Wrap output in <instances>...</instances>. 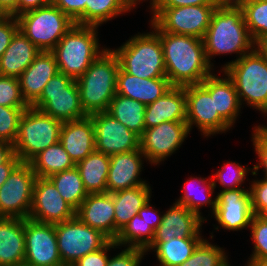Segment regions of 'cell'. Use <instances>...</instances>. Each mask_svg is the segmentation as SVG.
<instances>
[{
    "label": "cell",
    "instance_id": "cell-1",
    "mask_svg": "<svg viewBox=\"0 0 267 266\" xmlns=\"http://www.w3.org/2000/svg\"><path fill=\"white\" fill-rule=\"evenodd\" d=\"M151 25L162 43L166 77L172 86L200 84L212 74L203 39L163 32L153 21Z\"/></svg>",
    "mask_w": 267,
    "mask_h": 266
},
{
    "label": "cell",
    "instance_id": "cell-2",
    "mask_svg": "<svg viewBox=\"0 0 267 266\" xmlns=\"http://www.w3.org/2000/svg\"><path fill=\"white\" fill-rule=\"evenodd\" d=\"M119 68L117 56L106 48L76 79L80 103L87 116L108 111L110 102L116 95Z\"/></svg>",
    "mask_w": 267,
    "mask_h": 266
},
{
    "label": "cell",
    "instance_id": "cell-3",
    "mask_svg": "<svg viewBox=\"0 0 267 266\" xmlns=\"http://www.w3.org/2000/svg\"><path fill=\"white\" fill-rule=\"evenodd\" d=\"M203 43L207 61L211 66L213 65L210 58L214 55L239 53V59L256 46L248 32L243 10L219 7L213 12Z\"/></svg>",
    "mask_w": 267,
    "mask_h": 266
},
{
    "label": "cell",
    "instance_id": "cell-4",
    "mask_svg": "<svg viewBox=\"0 0 267 266\" xmlns=\"http://www.w3.org/2000/svg\"><path fill=\"white\" fill-rule=\"evenodd\" d=\"M222 71L233 81L241 105L243 100L262 113L267 110V59L257 47Z\"/></svg>",
    "mask_w": 267,
    "mask_h": 266
},
{
    "label": "cell",
    "instance_id": "cell-5",
    "mask_svg": "<svg viewBox=\"0 0 267 266\" xmlns=\"http://www.w3.org/2000/svg\"><path fill=\"white\" fill-rule=\"evenodd\" d=\"M96 30V26L74 24L60 39L52 50L60 73L78 79L105 50L99 49Z\"/></svg>",
    "mask_w": 267,
    "mask_h": 266
},
{
    "label": "cell",
    "instance_id": "cell-6",
    "mask_svg": "<svg viewBox=\"0 0 267 266\" xmlns=\"http://www.w3.org/2000/svg\"><path fill=\"white\" fill-rule=\"evenodd\" d=\"M120 69L140 78H167L163 47L154 32L131 37L120 48L112 50Z\"/></svg>",
    "mask_w": 267,
    "mask_h": 266
},
{
    "label": "cell",
    "instance_id": "cell-7",
    "mask_svg": "<svg viewBox=\"0 0 267 266\" xmlns=\"http://www.w3.org/2000/svg\"><path fill=\"white\" fill-rule=\"evenodd\" d=\"M62 124V121L29 106L19 121L14 153L21 162L29 163L47 147L59 142Z\"/></svg>",
    "mask_w": 267,
    "mask_h": 266
},
{
    "label": "cell",
    "instance_id": "cell-8",
    "mask_svg": "<svg viewBox=\"0 0 267 266\" xmlns=\"http://www.w3.org/2000/svg\"><path fill=\"white\" fill-rule=\"evenodd\" d=\"M19 30L40 50L52 51L75 22L58 7L47 6L16 16Z\"/></svg>",
    "mask_w": 267,
    "mask_h": 266
},
{
    "label": "cell",
    "instance_id": "cell-9",
    "mask_svg": "<svg viewBox=\"0 0 267 266\" xmlns=\"http://www.w3.org/2000/svg\"><path fill=\"white\" fill-rule=\"evenodd\" d=\"M31 107L62 122L87 117L80 103L76 80L60 72L47 82L40 97Z\"/></svg>",
    "mask_w": 267,
    "mask_h": 266
},
{
    "label": "cell",
    "instance_id": "cell-10",
    "mask_svg": "<svg viewBox=\"0 0 267 266\" xmlns=\"http://www.w3.org/2000/svg\"><path fill=\"white\" fill-rule=\"evenodd\" d=\"M57 246L63 266L73 265L85 255L103 248L110 239L76 216L55 224Z\"/></svg>",
    "mask_w": 267,
    "mask_h": 266
},
{
    "label": "cell",
    "instance_id": "cell-11",
    "mask_svg": "<svg viewBox=\"0 0 267 266\" xmlns=\"http://www.w3.org/2000/svg\"><path fill=\"white\" fill-rule=\"evenodd\" d=\"M217 5L154 8L152 20L163 32L203 39Z\"/></svg>",
    "mask_w": 267,
    "mask_h": 266
},
{
    "label": "cell",
    "instance_id": "cell-12",
    "mask_svg": "<svg viewBox=\"0 0 267 266\" xmlns=\"http://www.w3.org/2000/svg\"><path fill=\"white\" fill-rule=\"evenodd\" d=\"M37 176L30 163L20 162L0 187V217H29Z\"/></svg>",
    "mask_w": 267,
    "mask_h": 266
},
{
    "label": "cell",
    "instance_id": "cell-13",
    "mask_svg": "<svg viewBox=\"0 0 267 266\" xmlns=\"http://www.w3.org/2000/svg\"><path fill=\"white\" fill-rule=\"evenodd\" d=\"M27 266H63L57 246L55 224L24 219Z\"/></svg>",
    "mask_w": 267,
    "mask_h": 266
},
{
    "label": "cell",
    "instance_id": "cell-14",
    "mask_svg": "<svg viewBox=\"0 0 267 266\" xmlns=\"http://www.w3.org/2000/svg\"><path fill=\"white\" fill-rule=\"evenodd\" d=\"M186 123L189 131L193 124L204 136L221 133L231 128L215 111L214 96L201 85L185 86Z\"/></svg>",
    "mask_w": 267,
    "mask_h": 266
},
{
    "label": "cell",
    "instance_id": "cell-15",
    "mask_svg": "<svg viewBox=\"0 0 267 266\" xmlns=\"http://www.w3.org/2000/svg\"><path fill=\"white\" fill-rule=\"evenodd\" d=\"M190 133L186 122L165 121L145 129L140 137V149L151 164H158L173 154Z\"/></svg>",
    "mask_w": 267,
    "mask_h": 266
},
{
    "label": "cell",
    "instance_id": "cell-16",
    "mask_svg": "<svg viewBox=\"0 0 267 266\" xmlns=\"http://www.w3.org/2000/svg\"><path fill=\"white\" fill-rule=\"evenodd\" d=\"M90 117L94 123L96 151L111 156L140 148V137L107 111Z\"/></svg>",
    "mask_w": 267,
    "mask_h": 266
},
{
    "label": "cell",
    "instance_id": "cell-17",
    "mask_svg": "<svg viewBox=\"0 0 267 266\" xmlns=\"http://www.w3.org/2000/svg\"><path fill=\"white\" fill-rule=\"evenodd\" d=\"M75 216L76 210L61 197L52 181L48 177H37L28 218L41 223L56 224Z\"/></svg>",
    "mask_w": 267,
    "mask_h": 266
},
{
    "label": "cell",
    "instance_id": "cell-18",
    "mask_svg": "<svg viewBox=\"0 0 267 266\" xmlns=\"http://www.w3.org/2000/svg\"><path fill=\"white\" fill-rule=\"evenodd\" d=\"M214 217L222 228L241 230L250 226L253 216L250 191L244 189L222 190L216 196Z\"/></svg>",
    "mask_w": 267,
    "mask_h": 266
},
{
    "label": "cell",
    "instance_id": "cell-19",
    "mask_svg": "<svg viewBox=\"0 0 267 266\" xmlns=\"http://www.w3.org/2000/svg\"><path fill=\"white\" fill-rule=\"evenodd\" d=\"M142 156L145 157L140 148L110 156L107 193L148 185L139 178L142 171Z\"/></svg>",
    "mask_w": 267,
    "mask_h": 266
},
{
    "label": "cell",
    "instance_id": "cell-20",
    "mask_svg": "<svg viewBox=\"0 0 267 266\" xmlns=\"http://www.w3.org/2000/svg\"><path fill=\"white\" fill-rule=\"evenodd\" d=\"M59 73L52 51H40L34 61L18 77L23 99L31 106L41 95L47 82Z\"/></svg>",
    "mask_w": 267,
    "mask_h": 266
},
{
    "label": "cell",
    "instance_id": "cell-21",
    "mask_svg": "<svg viewBox=\"0 0 267 266\" xmlns=\"http://www.w3.org/2000/svg\"><path fill=\"white\" fill-rule=\"evenodd\" d=\"M76 217L115 240V209L111 193L89 194L76 210Z\"/></svg>",
    "mask_w": 267,
    "mask_h": 266
},
{
    "label": "cell",
    "instance_id": "cell-22",
    "mask_svg": "<svg viewBox=\"0 0 267 266\" xmlns=\"http://www.w3.org/2000/svg\"><path fill=\"white\" fill-rule=\"evenodd\" d=\"M202 216L175 202L162 215L161 224L156 228L153 239L201 238Z\"/></svg>",
    "mask_w": 267,
    "mask_h": 266
},
{
    "label": "cell",
    "instance_id": "cell-23",
    "mask_svg": "<svg viewBox=\"0 0 267 266\" xmlns=\"http://www.w3.org/2000/svg\"><path fill=\"white\" fill-rule=\"evenodd\" d=\"M59 142L76 165L95 150L94 123L90 116L63 122Z\"/></svg>",
    "mask_w": 267,
    "mask_h": 266
},
{
    "label": "cell",
    "instance_id": "cell-24",
    "mask_svg": "<svg viewBox=\"0 0 267 266\" xmlns=\"http://www.w3.org/2000/svg\"><path fill=\"white\" fill-rule=\"evenodd\" d=\"M171 87L168 78H140L119 68L116 94L149 105L162 97Z\"/></svg>",
    "mask_w": 267,
    "mask_h": 266
},
{
    "label": "cell",
    "instance_id": "cell-25",
    "mask_svg": "<svg viewBox=\"0 0 267 266\" xmlns=\"http://www.w3.org/2000/svg\"><path fill=\"white\" fill-rule=\"evenodd\" d=\"M165 121L186 122L185 86H172L162 97L146 105L145 129Z\"/></svg>",
    "mask_w": 267,
    "mask_h": 266
},
{
    "label": "cell",
    "instance_id": "cell-26",
    "mask_svg": "<svg viewBox=\"0 0 267 266\" xmlns=\"http://www.w3.org/2000/svg\"><path fill=\"white\" fill-rule=\"evenodd\" d=\"M24 258V219L0 217V265H23Z\"/></svg>",
    "mask_w": 267,
    "mask_h": 266
},
{
    "label": "cell",
    "instance_id": "cell-27",
    "mask_svg": "<svg viewBox=\"0 0 267 266\" xmlns=\"http://www.w3.org/2000/svg\"><path fill=\"white\" fill-rule=\"evenodd\" d=\"M200 84L214 96L215 111L232 127L242 107L233 81L228 76L222 79L211 74Z\"/></svg>",
    "mask_w": 267,
    "mask_h": 266
},
{
    "label": "cell",
    "instance_id": "cell-28",
    "mask_svg": "<svg viewBox=\"0 0 267 266\" xmlns=\"http://www.w3.org/2000/svg\"><path fill=\"white\" fill-rule=\"evenodd\" d=\"M39 53L40 50L18 30L0 58V75L18 78Z\"/></svg>",
    "mask_w": 267,
    "mask_h": 266
},
{
    "label": "cell",
    "instance_id": "cell-29",
    "mask_svg": "<svg viewBox=\"0 0 267 266\" xmlns=\"http://www.w3.org/2000/svg\"><path fill=\"white\" fill-rule=\"evenodd\" d=\"M149 185L111 193L115 209V239L118 233L138 214L151 198Z\"/></svg>",
    "mask_w": 267,
    "mask_h": 266
},
{
    "label": "cell",
    "instance_id": "cell-30",
    "mask_svg": "<svg viewBox=\"0 0 267 266\" xmlns=\"http://www.w3.org/2000/svg\"><path fill=\"white\" fill-rule=\"evenodd\" d=\"M75 166L79 170L88 194L107 193V178L110 166L109 155L94 150Z\"/></svg>",
    "mask_w": 267,
    "mask_h": 266
},
{
    "label": "cell",
    "instance_id": "cell-31",
    "mask_svg": "<svg viewBox=\"0 0 267 266\" xmlns=\"http://www.w3.org/2000/svg\"><path fill=\"white\" fill-rule=\"evenodd\" d=\"M203 238H177L153 239L145 249H154L160 266H179L185 262L195 251Z\"/></svg>",
    "mask_w": 267,
    "mask_h": 266
},
{
    "label": "cell",
    "instance_id": "cell-32",
    "mask_svg": "<svg viewBox=\"0 0 267 266\" xmlns=\"http://www.w3.org/2000/svg\"><path fill=\"white\" fill-rule=\"evenodd\" d=\"M145 110L146 105L143 103L116 94L111 100L107 112L141 137L145 130Z\"/></svg>",
    "mask_w": 267,
    "mask_h": 266
},
{
    "label": "cell",
    "instance_id": "cell-33",
    "mask_svg": "<svg viewBox=\"0 0 267 266\" xmlns=\"http://www.w3.org/2000/svg\"><path fill=\"white\" fill-rule=\"evenodd\" d=\"M29 163L37 177H49L54 173L75 167L74 162L60 142L47 147Z\"/></svg>",
    "mask_w": 267,
    "mask_h": 266
},
{
    "label": "cell",
    "instance_id": "cell-34",
    "mask_svg": "<svg viewBox=\"0 0 267 266\" xmlns=\"http://www.w3.org/2000/svg\"><path fill=\"white\" fill-rule=\"evenodd\" d=\"M48 178L55 185L61 197L75 210L89 195L76 166L69 170L54 173Z\"/></svg>",
    "mask_w": 267,
    "mask_h": 266
},
{
    "label": "cell",
    "instance_id": "cell-35",
    "mask_svg": "<svg viewBox=\"0 0 267 266\" xmlns=\"http://www.w3.org/2000/svg\"><path fill=\"white\" fill-rule=\"evenodd\" d=\"M130 9L128 0H86L85 25L98 27Z\"/></svg>",
    "mask_w": 267,
    "mask_h": 266
},
{
    "label": "cell",
    "instance_id": "cell-36",
    "mask_svg": "<svg viewBox=\"0 0 267 266\" xmlns=\"http://www.w3.org/2000/svg\"><path fill=\"white\" fill-rule=\"evenodd\" d=\"M154 232L145 220L135 215L118 233L114 242L118 247L127 244L128 247L145 250L152 243Z\"/></svg>",
    "mask_w": 267,
    "mask_h": 266
},
{
    "label": "cell",
    "instance_id": "cell-37",
    "mask_svg": "<svg viewBox=\"0 0 267 266\" xmlns=\"http://www.w3.org/2000/svg\"><path fill=\"white\" fill-rule=\"evenodd\" d=\"M243 15L255 44L267 38V0H249L243 9Z\"/></svg>",
    "mask_w": 267,
    "mask_h": 266
},
{
    "label": "cell",
    "instance_id": "cell-38",
    "mask_svg": "<svg viewBox=\"0 0 267 266\" xmlns=\"http://www.w3.org/2000/svg\"><path fill=\"white\" fill-rule=\"evenodd\" d=\"M211 180L212 181L206 180V178L205 179L204 178H198L197 179L194 177V178H191L190 180L186 181L184 183V185H185L184 190H183L184 195H182L176 202L187 207L188 209L195 212L199 216H201V212H200L201 206L203 207V205H206V204L209 205L210 204L212 207V211H213L212 213H214L215 208H216V196H215V199L212 200L211 194H213V191L217 185H216V181H214L213 179H211ZM193 182L194 183L197 182L199 184V186H198L199 188H200V184H203L202 185L204 187L203 190H206V191H204L205 194L203 193L205 196L203 195V197L200 196V198H198L199 196H197V194H194L192 192L193 189H190V188H191V183H193ZM194 189H196V188H194Z\"/></svg>",
    "mask_w": 267,
    "mask_h": 266
},
{
    "label": "cell",
    "instance_id": "cell-39",
    "mask_svg": "<svg viewBox=\"0 0 267 266\" xmlns=\"http://www.w3.org/2000/svg\"><path fill=\"white\" fill-rule=\"evenodd\" d=\"M222 248L203 239L193 254L179 266H220L226 259Z\"/></svg>",
    "mask_w": 267,
    "mask_h": 266
},
{
    "label": "cell",
    "instance_id": "cell-40",
    "mask_svg": "<svg viewBox=\"0 0 267 266\" xmlns=\"http://www.w3.org/2000/svg\"><path fill=\"white\" fill-rule=\"evenodd\" d=\"M250 226L254 251L248 262H267V217L253 215Z\"/></svg>",
    "mask_w": 267,
    "mask_h": 266
},
{
    "label": "cell",
    "instance_id": "cell-41",
    "mask_svg": "<svg viewBox=\"0 0 267 266\" xmlns=\"http://www.w3.org/2000/svg\"><path fill=\"white\" fill-rule=\"evenodd\" d=\"M26 108L0 105V140L14 144L19 130V121Z\"/></svg>",
    "mask_w": 267,
    "mask_h": 266
},
{
    "label": "cell",
    "instance_id": "cell-42",
    "mask_svg": "<svg viewBox=\"0 0 267 266\" xmlns=\"http://www.w3.org/2000/svg\"><path fill=\"white\" fill-rule=\"evenodd\" d=\"M0 105L17 108L29 107L22 97L18 78L0 75Z\"/></svg>",
    "mask_w": 267,
    "mask_h": 266
},
{
    "label": "cell",
    "instance_id": "cell-43",
    "mask_svg": "<svg viewBox=\"0 0 267 266\" xmlns=\"http://www.w3.org/2000/svg\"><path fill=\"white\" fill-rule=\"evenodd\" d=\"M249 170L251 168L247 169L236 162H227L213 175V178L219 181L220 185L224 187L223 190L241 189L239 185L242 184Z\"/></svg>",
    "mask_w": 267,
    "mask_h": 266
},
{
    "label": "cell",
    "instance_id": "cell-44",
    "mask_svg": "<svg viewBox=\"0 0 267 266\" xmlns=\"http://www.w3.org/2000/svg\"><path fill=\"white\" fill-rule=\"evenodd\" d=\"M249 191L253 215L267 217V179L253 181Z\"/></svg>",
    "mask_w": 267,
    "mask_h": 266
},
{
    "label": "cell",
    "instance_id": "cell-45",
    "mask_svg": "<svg viewBox=\"0 0 267 266\" xmlns=\"http://www.w3.org/2000/svg\"><path fill=\"white\" fill-rule=\"evenodd\" d=\"M51 3L68 15L75 24L85 25L86 0H51Z\"/></svg>",
    "mask_w": 267,
    "mask_h": 266
},
{
    "label": "cell",
    "instance_id": "cell-46",
    "mask_svg": "<svg viewBox=\"0 0 267 266\" xmlns=\"http://www.w3.org/2000/svg\"><path fill=\"white\" fill-rule=\"evenodd\" d=\"M18 30L19 25L16 17L13 15H2L0 17V58Z\"/></svg>",
    "mask_w": 267,
    "mask_h": 266
},
{
    "label": "cell",
    "instance_id": "cell-47",
    "mask_svg": "<svg viewBox=\"0 0 267 266\" xmlns=\"http://www.w3.org/2000/svg\"><path fill=\"white\" fill-rule=\"evenodd\" d=\"M146 251L141 248L127 247L109 259L107 266H139Z\"/></svg>",
    "mask_w": 267,
    "mask_h": 266
},
{
    "label": "cell",
    "instance_id": "cell-48",
    "mask_svg": "<svg viewBox=\"0 0 267 266\" xmlns=\"http://www.w3.org/2000/svg\"><path fill=\"white\" fill-rule=\"evenodd\" d=\"M253 133V144L255 147V151L259 157L260 163L254 165L252 175H257V171L259 168H263L265 172V177L267 179V133L259 131L257 128L254 127Z\"/></svg>",
    "mask_w": 267,
    "mask_h": 266
},
{
    "label": "cell",
    "instance_id": "cell-49",
    "mask_svg": "<svg viewBox=\"0 0 267 266\" xmlns=\"http://www.w3.org/2000/svg\"><path fill=\"white\" fill-rule=\"evenodd\" d=\"M118 245L114 241H109L103 248L94 251L80 258L74 266H107L109 257L107 251L110 248H118Z\"/></svg>",
    "mask_w": 267,
    "mask_h": 266
},
{
    "label": "cell",
    "instance_id": "cell-50",
    "mask_svg": "<svg viewBox=\"0 0 267 266\" xmlns=\"http://www.w3.org/2000/svg\"><path fill=\"white\" fill-rule=\"evenodd\" d=\"M149 204L150 203L148 202L146 205H144L137 215L145 220L146 223L155 231L156 228L161 224L162 216L159 215L158 210H154V208Z\"/></svg>",
    "mask_w": 267,
    "mask_h": 266
},
{
    "label": "cell",
    "instance_id": "cell-51",
    "mask_svg": "<svg viewBox=\"0 0 267 266\" xmlns=\"http://www.w3.org/2000/svg\"><path fill=\"white\" fill-rule=\"evenodd\" d=\"M191 5H216L215 0H161L155 8H173Z\"/></svg>",
    "mask_w": 267,
    "mask_h": 266
},
{
    "label": "cell",
    "instance_id": "cell-52",
    "mask_svg": "<svg viewBox=\"0 0 267 266\" xmlns=\"http://www.w3.org/2000/svg\"><path fill=\"white\" fill-rule=\"evenodd\" d=\"M21 162L14 153L5 163L0 165V187L6 182L13 169Z\"/></svg>",
    "mask_w": 267,
    "mask_h": 266
},
{
    "label": "cell",
    "instance_id": "cell-53",
    "mask_svg": "<svg viewBox=\"0 0 267 266\" xmlns=\"http://www.w3.org/2000/svg\"><path fill=\"white\" fill-rule=\"evenodd\" d=\"M51 0H18V15L33 9L47 6Z\"/></svg>",
    "mask_w": 267,
    "mask_h": 266
},
{
    "label": "cell",
    "instance_id": "cell-54",
    "mask_svg": "<svg viewBox=\"0 0 267 266\" xmlns=\"http://www.w3.org/2000/svg\"><path fill=\"white\" fill-rule=\"evenodd\" d=\"M0 13L18 16V0H0Z\"/></svg>",
    "mask_w": 267,
    "mask_h": 266
},
{
    "label": "cell",
    "instance_id": "cell-55",
    "mask_svg": "<svg viewBox=\"0 0 267 266\" xmlns=\"http://www.w3.org/2000/svg\"><path fill=\"white\" fill-rule=\"evenodd\" d=\"M249 0H215L217 7L221 9L243 10Z\"/></svg>",
    "mask_w": 267,
    "mask_h": 266
},
{
    "label": "cell",
    "instance_id": "cell-56",
    "mask_svg": "<svg viewBox=\"0 0 267 266\" xmlns=\"http://www.w3.org/2000/svg\"><path fill=\"white\" fill-rule=\"evenodd\" d=\"M14 154L13 145L0 140V165Z\"/></svg>",
    "mask_w": 267,
    "mask_h": 266
},
{
    "label": "cell",
    "instance_id": "cell-57",
    "mask_svg": "<svg viewBox=\"0 0 267 266\" xmlns=\"http://www.w3.org/2000/svg\"><path fill=\"white\" fill-rule=\"evenodd\" d=\"M256 47L259 49V51L265 56L267 59V38H264L260 42L256 44Z\"/></svg>",
    "mask_w": 267,
    "mask_h": 266
},
{
    "label": "cell",
    "instance_id": "cell-58",
    "mask_svg": "<svg viewBox=\"0 0 267 266\" xmlns=\"http://www.w3.org/2000/svg\"><path fill=\"white\" fill-rule=\"evenodd\" d=\"M161 0H151L150 4H151V8L152 10L159 4ZM129 5L131 8H133V6H135L138 2H140V0H128Z\"/></svg>",
    "mask_w": 267,
    "mask_h": 266
},
{
    "label": "cell",
    "instance_id": "cell-59",
    "mask_svg": "<svg viewBox=\"0 0 267 266\" xmlns=\"http://www.w3.org/2000/svg\"><path fill=\"white\" fill-rule=\"evenodd\" d=\"M248 266H267V262H248Z\"/></svg>",
    "mask_w": 267,
    "mask_h": 266
},
{
    "label": "cell",
    "instance_id": "cell-60",
    "mask_svg": "<svg viewBox=\"0 0 267 266\" xmlns=\"http://www.w3.org/2000/svg\"><path fill=\"white\" fill-rule=\"evenodd\" d=\"M265 114H267V110L264 112ZM256 128L259 130V131H261V132H264V133H267V126H260V125H258V126H256Z\"/></svg>",
    "mask_w": 267,
    "mask_h": 266
},
{
    "label": "cell",
    "instance_id": "cell-61",
    "mask_svg": "<svg viewBox=\"0 0 267 266\" xmlns=\"http://www.w3.org/2000/svg\"><path fill=\"white\" fill-rule=\"evenodd\" d=\"M220 266H230V264H228V259H226Z\"/></svg>",
    "mask_w": 267,
    "mask_h": 266
}]
</instances>
